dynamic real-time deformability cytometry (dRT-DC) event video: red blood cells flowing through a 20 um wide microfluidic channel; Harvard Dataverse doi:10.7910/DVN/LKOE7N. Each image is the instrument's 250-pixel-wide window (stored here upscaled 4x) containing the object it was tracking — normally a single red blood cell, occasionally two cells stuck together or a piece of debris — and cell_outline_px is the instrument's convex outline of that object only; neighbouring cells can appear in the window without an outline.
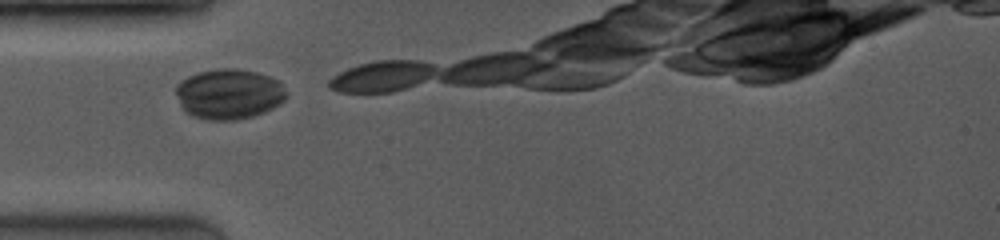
{"species": "common noctule bat (a hibernating species)", "species_latin": "Nyctalus noctula", "temperature_condition": "room temperature", "stored_images_in_passage": 3, "camera_frame_rate_fps": 3500, "um_per_image_px": 0.085, "animal": {"sex": "female", "body_mass_g": 19.0, "forearm_length_mm": 53.3}, "frame": {"image": 1, "passage_image": 1, "time_ms": 0.0, "image_size_px": [1000, 240], "cell_outline_px": [[288, 96], [280, 104], [264, 112], [252, 116], [236, 120], [208, 120], [192, 116], [184, 112], [180, 104], [176, 92], [176, 84], [188, 76], [196, 72], [220, 68], [236, 68], [256, 72], [268, 76], [276, 80], [280, 84]], "centroid_in_image_um": [19.43, 7.99], "position_along_channel_um": 65.6, "area_um2": 32.43}}